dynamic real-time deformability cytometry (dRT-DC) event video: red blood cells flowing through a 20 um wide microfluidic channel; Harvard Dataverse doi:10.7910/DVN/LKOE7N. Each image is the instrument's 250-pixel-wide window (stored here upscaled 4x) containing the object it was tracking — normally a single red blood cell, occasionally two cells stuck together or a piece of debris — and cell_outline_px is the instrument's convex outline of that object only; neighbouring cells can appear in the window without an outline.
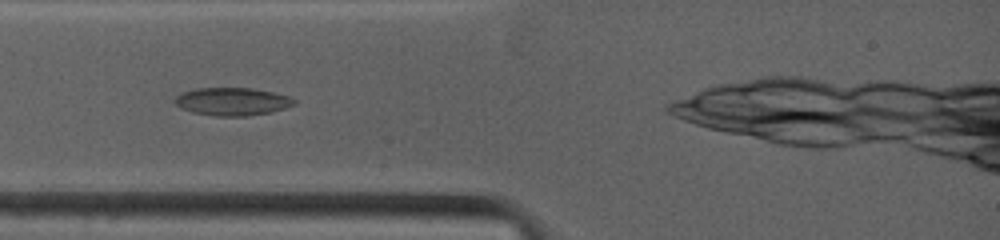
{"species": "common noctule bat (a hibernating species)", "species_latin": "Nyctalus noctula", "temperature_condition": "warm", "stored_images_in_passage": 36, "camera_frame_rate_fps": 4500, "um_per_image_px": 0.085, "animal": {"sex": "female", "body_mass_g": 19.0, "forearm_length_mm": 53.3}, "frame": {"image": 1, "passage_image": 5, "time_ms": 1.556, "image_size_px": [1000, 240], "cell_outline_px": [[296, 104], [272, 112], [248, 116], [216, 116], [192, 112], [180, 108], [172, 100], [180, 92], [196, 88], [252, 88], [272, 92], [288, 96], [296, 100]], "centroid_in_image_um": [19.71, 8.63], "position_along_channel_um": 65.3, "area_um2": 19.54}}
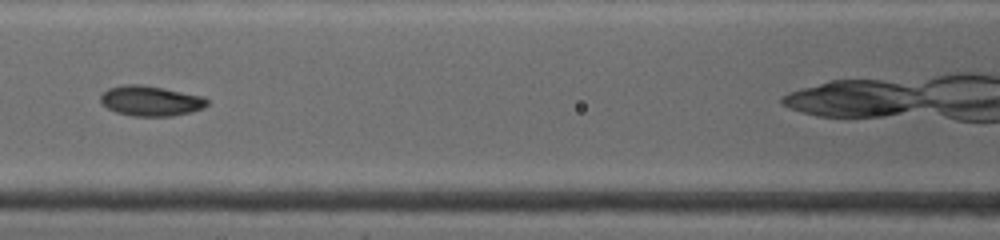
{"frame": {"image": 2, "passage_image": 10, "time_ms": 3.778, "image_size_px": [1000, 240], "cell_outline_px": [[208, 104], [204, 108], [192, 112], [172, 116], [132, 116], [116, 112], [100, 104], [100, 96], [108, 88], [120, 84], [140, 84], [164, 88], [204, 96], [208, 100]], "centroid_in_image_um": [12.8, 8.57], "position_along_channel_um": 153.8, "area_um2": 19.02}}
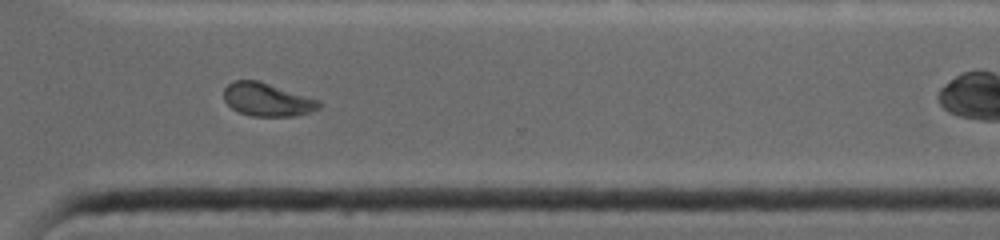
{"frame": {"image": 3, "passage_image": 22, "time_ms": 8.667, "image_size_px": [1000, 240], "cell_outline_px": [[320, 108], [312, 112], [296, 116], [252, 116], [240, 112], [232, 108], [224, 100], [224, 88], [228, 84], [236, 80], [256, 80], [320, 100]], "centroid_in_image_um": [22.72, 8.48], "position_along_channel_um": 347.9, "area_um2": 18.26}, "authors_computed_cell_mechanics": {"area_um2": 18.8717, "velocity_mm_per_s": 3.9786, "shape_relaxation_time_tau1_ms": 6.8647, "shape_relaxation_time_tau2_ms": 2.941, "deformation_change_tau1": 0.1545, "deformation_change_tau2": 0.0675}}